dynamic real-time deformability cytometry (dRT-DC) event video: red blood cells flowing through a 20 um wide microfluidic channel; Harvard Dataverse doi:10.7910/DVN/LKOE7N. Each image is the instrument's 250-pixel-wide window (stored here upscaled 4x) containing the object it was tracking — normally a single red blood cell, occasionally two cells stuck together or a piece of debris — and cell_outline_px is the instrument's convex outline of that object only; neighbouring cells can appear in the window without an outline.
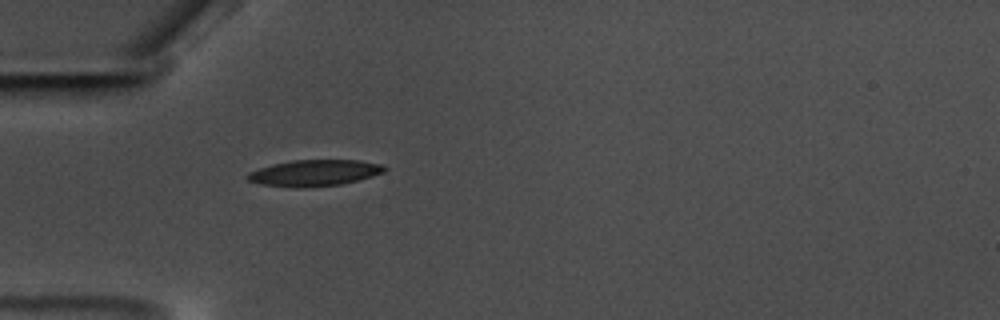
{"species": "common noctule bat (a hibernating species)", "species_latin": "Nyctalus noctula", "temperature_condition": "warm", "stored_images_in_passage": 44, "camera_frame_rate_fps": 3000, "um_per_image_px": 0.085, "animal": {"sex": "male", "body_mass_g": 17.5, "forearm_length_mm": 52.3}, "frame": {"image": 1, "passage_image": 4, "time_ms": 1.0, "image_size_px": [1000, 320], "cell_outline_px": [[388, 168], [384, 172], [372, 176], [340, 184], [300, 188], [296, 188], [260, 184], [248, 180], [244, 176], [248, 172], [272, 164], [292, 160], [360, 160], [384, 164]], "centroid_in_image_um": [26.72, 14.69], "position_along_channel_um": 58.3, "area_um2": 21.04}}
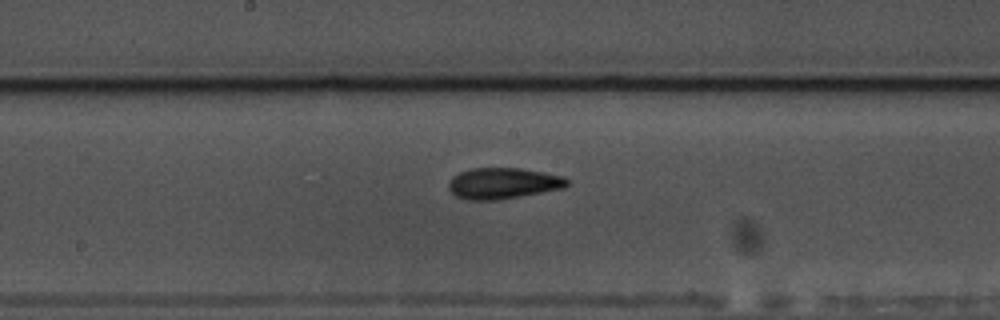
{"frame": {"image": 2, "passage_image": 17, "time_ms": 5.333, "image_size_px": [1000, 320], "cell_outline_px": [[568, 184], [564, 188], [520, 196], [496, 200], [468, 200], [456, 196], [448, 188], [448, 184], [452, 176], [460, 172], [472, 168], [520, 168], [544, 172], [564, 176], [568, 180]], "centroid_in_image_um": [42.75, 15.57], "position_along_channel_um": 205.4, "area_um2": 21.44}}
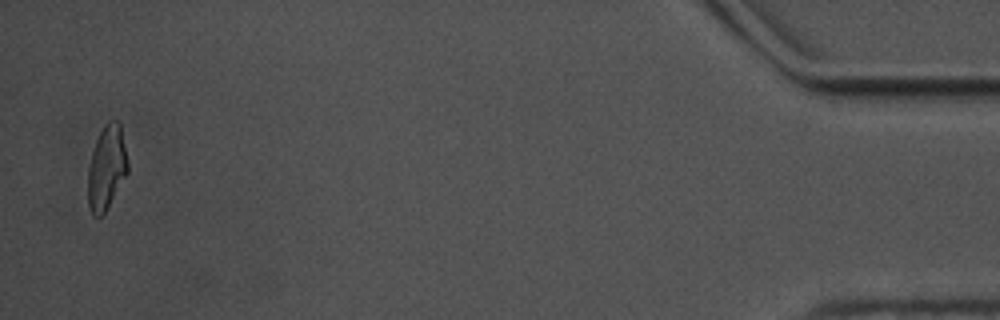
{"frame": {"image": 3, "passage_image": 43, "time_ms": 14.0, "image_size_px": [1000, 320], "cell_outline_px": [[128, 172], [104, 212], [100, 216], [92, 216], [88, 204], [88, 168], [92, 152], [96, 140], [104, 124], [108, 120], [116, 120], [120, 124], [128, 164]], "centroid_in_image_um": [9.05, 14.23], "position_along_channel_um": 426.2, "area_um2": 19.25}, "authors_computed_cell_mechanics": {"area_um2": 20.4034, "velocity_mm_per_s": 3.5227, "shape_relaxation_time_tau1_ms": 4.0378, "shape_relaxation_time_tau2_ms": 2.9338, "deformation_change_tau1": 0.1533, "deformation_change_tau2": 0.1141}}